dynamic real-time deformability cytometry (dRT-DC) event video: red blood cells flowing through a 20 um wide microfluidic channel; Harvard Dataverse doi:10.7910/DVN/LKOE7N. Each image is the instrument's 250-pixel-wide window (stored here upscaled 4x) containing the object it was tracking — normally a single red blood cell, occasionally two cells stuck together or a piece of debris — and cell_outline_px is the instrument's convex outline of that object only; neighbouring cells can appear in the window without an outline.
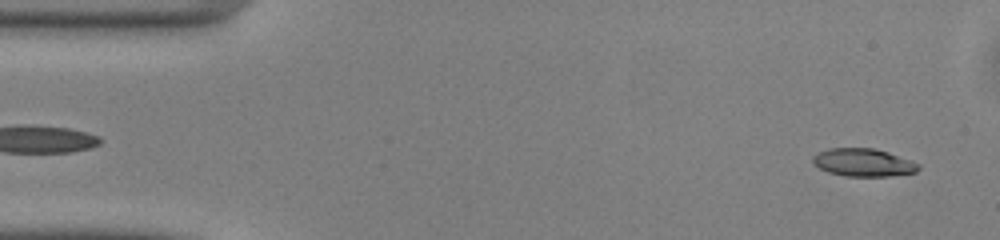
{"species": "common noctule bat (a hibernating species)", "species_latin": "Nyctalus noctula", "temperature_condition": "warm", "stored_images_in_passage": 48, "camera_frame_rate_fps": 3000, "um_per_image_px": 0.085, "animal": {"sex": "male", "body_mass_g": 13.0, "forearm_length_mm": 53.1}, "frame": {"image": 1, "passage_image": 2, "time_ms": 0.333, "image_size_px": [1000, 240], "cell_outline_px": [[920, 168], [916, 172], [892, 176], [844, 176], [828, 172], [812, 164], [812, 156], [816, 152], [828, 148], [876, 148], [912, 160], [920, 164]], "centroid_in_image_um": [73.37, 13.8], "position_along_channel_um": 11.6, "area_um2": 17.46}}
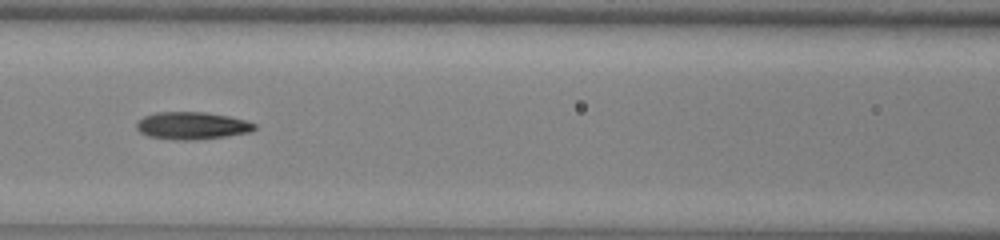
{"frame": {"image": 2, "passage_image": 20, "time_ms": 6.333, "image_size_px": [1000, 240], "cell_outline_px": [[256, 128], [248, 132], [224, 136], [192, 140], [180, 140], [148, 136], [140, 132], [136, 128], [136, 120], [144, 116], [156, 112], [208, 112], [228, 116], [244, 120], [256, 124]], "centroid_in_image_um": [16.27, 10.67], "position_along_channel_um": 150.3, "area_um2": 18.73}}
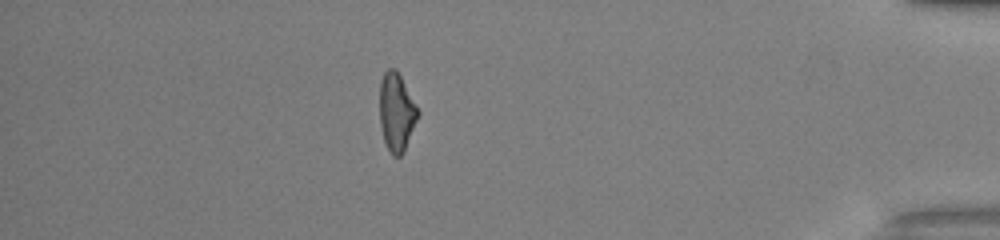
{"frame": {"image": 3, "passage_image": 42, "time_ms": 13.667, "image_size_px": [1000, 240], "cell_outline_px": [[420, 112], [404, 152], [400, 156], [392, 156], [384, 140], [380, 124], [380, 80], [384, 72], [388, 68], [396, 68]], "centroid_in_image_um": [33.7, 9.52], "position_along_channel_um": 401.5, "area_um2": 17.34}, "authors_computed_cell_mechanics": {"area_um2": 17.8313, "velocity_mm_per_s": 4.1206, "shape_relaxation_time_tau1_ms": 8.3127, "shape_relaxation_time_tau2_ms": 2.9079, "deformation_change_tau1": 0.2257, "deformation_change_tau2": 0.1138}}